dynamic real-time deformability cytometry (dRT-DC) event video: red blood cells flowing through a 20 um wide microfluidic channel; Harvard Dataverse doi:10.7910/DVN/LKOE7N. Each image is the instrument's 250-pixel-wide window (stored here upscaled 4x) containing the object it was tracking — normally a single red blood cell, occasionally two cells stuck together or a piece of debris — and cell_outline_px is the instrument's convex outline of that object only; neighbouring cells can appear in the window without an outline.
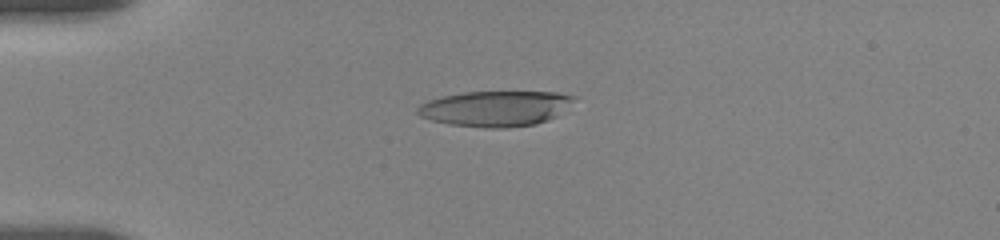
{"species": "human", "species_latin": "Homo sapiens", "temperature_condition": "room temperature", "stored_images_in_passage": 37, "camera_frame_rate_fps": 3000, "um_per_image_px": 0.085, "donor": {"sex": "female"}, "frame": {"image": 1, "passage_image": 18, "time_ms": 4.333, "image_size_px": [1000, 240], "cell_outline_px": [[580, 96], [556, 116], [548, 120], [536, 124], [504, 128], [484, 128], [448, 124], [432, 120], [420, 116], [416, 112], [416, 108], [420, 104], [428, 100], [444, 96], [464, 92], [556, 92]], "centroid_in_image_um": [42.12, 9.22], "position_along_channel_um": 42.9, "area_um2": 32.48}}
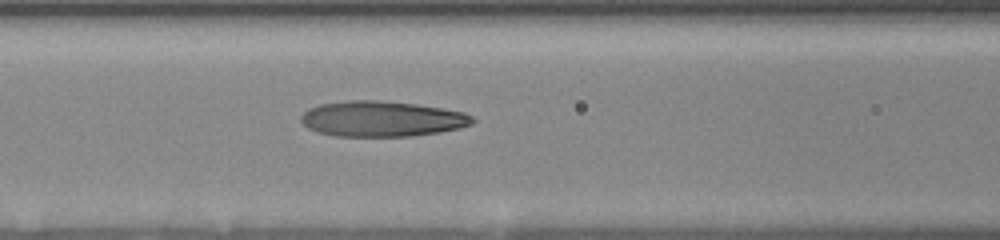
{"frame": {"image": 2, "passage_image": 31, "time_ms": 7.667, "image_size_px": [1000, 240], "cell_outline_px": [[476, 120], [472, 124], [460, 128], [440, 132], [412, 136], [336, 136], [316, 132], [308, 128], [300, 120], [300, 116], [308, 108], [320, 104], [348, 100], [380, 100], [416, 104], [464, 112], [472, 116]], "centroid_in_image_um": [32.45, 10.1], "position_along_channel_um": 134.2, "area_um2": 35.66}}
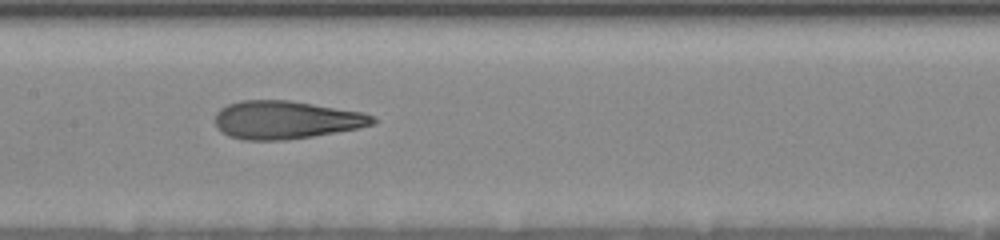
{"frame": {"image": 3, "passage_image": 36, "time_ms": 9.0, "image_size_px": [1000, 240], "cell_outline_px": [[376, 124], [360, 128], [312, 136], [284, 140], [244, 140], [228, 136], [216, 124], [216, 112], [220, 108], [228, 104], [240, 100], [288, 100], [364, 112], [376, 116]], "centroid_in_image_um": [24.35, 10.18], "position_along_channel_um": 183.1, "area_um2": 35.03}}